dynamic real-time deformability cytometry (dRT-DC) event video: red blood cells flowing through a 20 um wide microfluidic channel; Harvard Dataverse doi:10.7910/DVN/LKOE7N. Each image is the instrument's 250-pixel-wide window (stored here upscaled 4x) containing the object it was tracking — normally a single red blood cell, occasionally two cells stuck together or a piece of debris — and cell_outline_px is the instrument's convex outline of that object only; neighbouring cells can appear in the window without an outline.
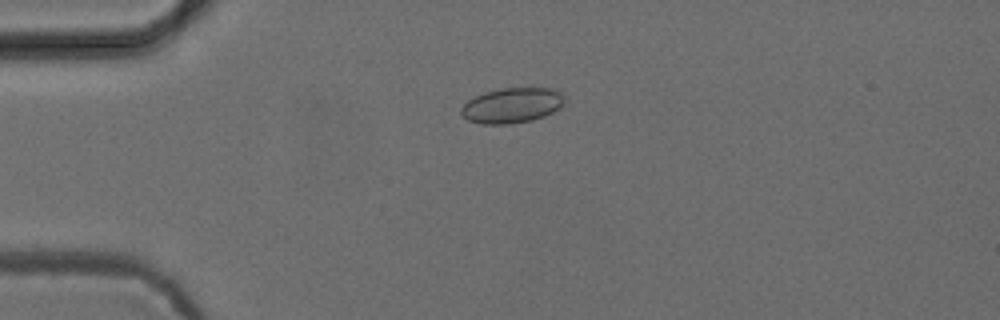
{"species": "common noctule bat (a hibernating species)", "species_latin": "Nyctalus noctula", "temperature_condition": "cold", "stored_images_in_passage": 43, "camera_frame_rate_fps": 3000, "um_per_image_px": 0.085, "animal": {"sex": "female", "body_mass_g": 24.6, "forearm_length_mm": 56.2}, "frame": {"image": 1, "passage_image": 2, "time_ms": 0.333, "image_size_px": [1000, 320], "cell_outline_px": [[564, 100], [560, 108], [544, 116], [532, 120], [508, 124], [480, 124], [468, 120], [460, 112], [460, 108], [468, 100], [484, 92], [500, 88], [552, 88], [560, 92]], "centroid_in_image_um": [43.49, 8.96], "position_along_channel_um": 41.5, "area_um2": 21.15}}
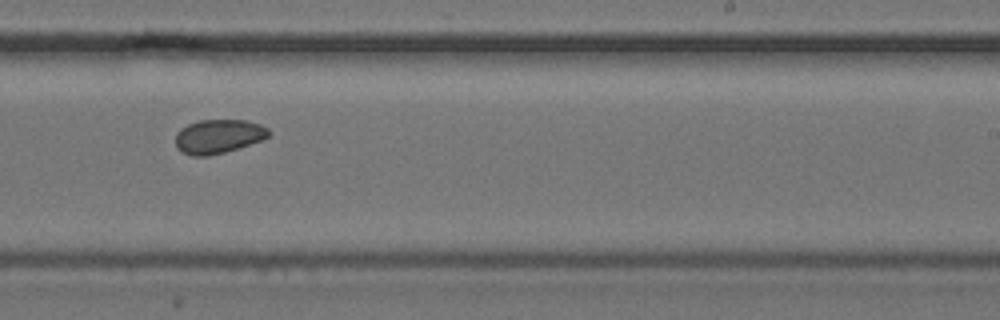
{"frame": {"image": 2, "passage_image": 22, "time_ms": 7.0, "image_size_px": [1000, 320], "cell_outline_px": [[272, 132], [264, 140], [224, 152], [208, 156], [192, 156], [180, 152], [176, 148], [176, 132], [180, 128], [188, 124], [200, 120], [244, 120], [260, 124], [268, 128]], "centroid_in_image_um": [18.56, 11.59], "position_along_channel_um": 270.4, "area_um2": 18.67}}
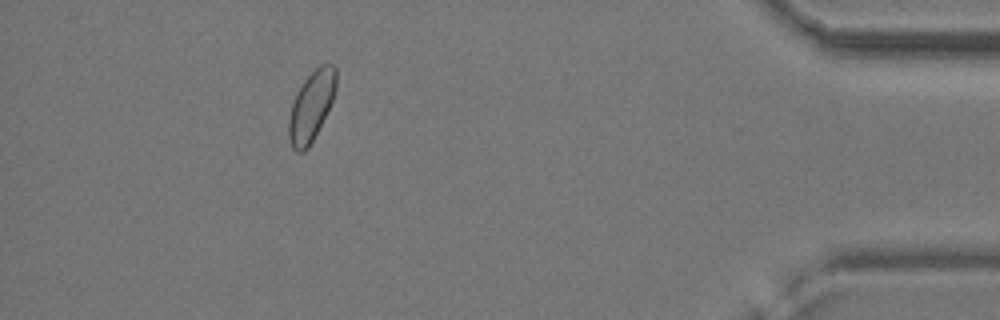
{"frame": {"image": 3, "passage_image": 37, "time_ms": 12.0, "image_size_px": [1000, 320], "cell_outline_px": [[336, 88], [332, 100], [308, 148], [304, 152], [296, 152], [292, 148], [288, 140], [288, 120], [292, 104], [296, 92], [304, 80], [320, 64], [332, 64], [336, 68]], "centroid_in_image_um": [26.43, 9.03], "position_along_channel_um": 408.8, "area_um2": 19.02}}